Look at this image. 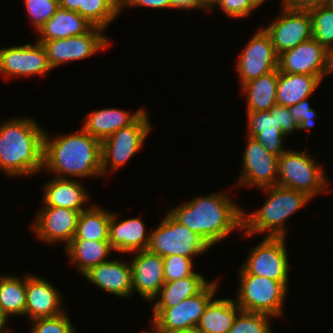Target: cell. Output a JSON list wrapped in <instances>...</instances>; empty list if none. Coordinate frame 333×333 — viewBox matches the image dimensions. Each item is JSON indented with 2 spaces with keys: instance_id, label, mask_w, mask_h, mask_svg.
<instances>
[{
  "instance_id": "obj_7",
  "label": "cell",
  "mask_w": 333,
  "mask_h": 333,
  "mask_svg": "<svg viewBox=\"0 0 333 333\" xmlns=\"http://www.w3.org/2000/svg\"><path fill=\"white\" fill-rule=\"evenodd\" d=\"M147 110L133 123L101 142L102 177L124 167L142 149L152 131Z\"/></svg>"
},
{
  "instance_id": "obj_22",
  "label": "cell",
  "mask_w": 333,
  "mask_h": 333,
  "mask_svg": "<svg viewBox=\"0 0 333 333\" xmlns=\"http://www.w3.org/2000/svg\"><path fill=\"white\" fill-rule=\"evenodd\" d=\"M81 180L53 177L43 185L42 205L84 211L90 205V193ZM89 193V194H88Z\"/></svg>"
},
{
  "instance_id": "obj_37",
  "label": "cell",
  "mask_w": 333,
  "mask_h": 333,
  "mask_svg": "<svg viewBox=\"0 0 333 333\" xmlns=\"http://www.w3.org/2000/svg\"><path fill=\"white\" fill-rule=\"evenodd\" d=\"M69 317L66 310L58 316L31 320L29 333H77Z\"/></svg>"
},
{
  "instance_id": "obj_28",
  "label": "cell",
  "mask_w": 333,
  "mask_h": 333,
  "mask_svg": "<svg viewBox=\"0 0 333 333\" xmlns=\"http://www.w3.org/2000/svg\"><path fill=\"white\" fill-rule=\"evenodd\" d=\"M241 311L233 298L216 299L215 296L206 307L196 328L200 333H229Z\"/></svg>"
},
{
  "instance_id": "obj_21",
  "label": "cell",
  "mask_w": 333,
  "mask_h": 333,
  "mask_svg": "<svg viewBox=\"0 0 333 333\" xmlns=\"http://www.w3.org/2000/svg\"><path fill=\"white\" fill-rule=\"evenodd\" d=\"M118 217V213H111L108 231V241L114 251L130 254L147 250L150 231L142 218L137 216L120 220Z\"/></svg>"
},
{
  "instance_id": "obj_41",
  "label": "cell",
  "mask_w": 333,
  "mask_h": 333,
  "mask_svg": "<svg viewBox=\"0 0 333 333\" xmlns=\"http://www.w3.org/2000/svg\"><path fill=\"white\" fill-rule=\"evenodd\" d=\"M276 120L278 125L281 126L284 135H292L293 132L298 131V125L291 115L289 107L276 104Z\"/></svg>"
},
{
  "instance_id": "obj_19",
  "label": "cell",
  "mask_w": 333,
  "mask_h": 333,
  "mask_svg": "<svg viewBox=\"0 0 333 333\" xmlns=\"http://www.w3.org/2000/svg\"><path fill=\"white\" fill-rule=\"evenodd\" d=\"M62 299L61 292L51 281L27 272L25 316L29 319L28 322L65 312Z\"/></svg>"
},
{
  "instance_id": "obj_23",
  "label": "cell",
  "mask_w": 333,
  "mask_h": 333,
  "mask_svg": "<svg viewBox=\"0 0 333 333\" xmlns=\"http://www.w3.org/2000/svg\"><path fill=\"white\" fill-rule=\"evenodd\" d=\"M246 116L247 136L255 138L269 153L277 157L290 150L283 145V140L288 136L283 134V130L276 120V105L269 111H246Z\"/></svg>"
},
{
  "instance_id": "obj_16",
  "label": "cell",
  "mask_w": 333,
  "mask_h": 333,
  "mask_svg": "<svg viewBox=\"0 0 333 333\" xmlns=\"http://www.w3.org/2000/svg\"><path fill=\"white\" fill-rule=\"evenodd\" d=\"M266 26L277 55L312 38L311 17L308 11H296L281 7V12Z\"/></svg>"
},
{
  "instance_id": "obj_26",
  "label": "cell",
  "mask_w": 333,
  "mask_h": 333,
  "mask_svg": "<svg viewBox=\"0 0 333 333\" xmlns=\"http://www.w3.org/2000/svg\"><path fill=\"white\" fill-rule=\"evenodd\" d=\"M94 25L79 13L58 8L56 13L38 30V43L65 39L89 32Z\"/></svg>"
},
{
  "instance_id": "obj_49",
  "label": "cell",
  "mask_w": 333,
  "mask_h": 333,
  "mask_svg": "<svg viewBox=\"0 0 333 333\" xmlns=\"http://www.w3.org/2000/svg\"><path fill=\"white\" fill-rule=\"evenodd\" d=\"M253 1L258 7H260V6H263L262 4H264L265 1H267V0H253Z\"/></svg>"
},
{
  "instance_id": "obj_47",
  "label": "cell",
  "mask_w": 333,
  "mask_h": 333,
  "mask_svg": "<svg viewBox=\"0 0 333 333\" xmlns=\"http://www.w3.org/2000/svg\"><path fill=\"white\" fill-rule=\"evenodd\" d=\"M144 333H200L197 328L187 330L169 331V330H142Z\"/></svg>"
},
{
  "instance_id": "obj_32",
  "label": "cell",
  "mask_w": 333,
  "mask_h": 333,
  "mask_svg": "<svg viewBox=\"0 0 333 333\" xmlns=\"http://www.w3.org/2000/svg\"><path fill=\"white\" fill-rule=\"evenodd\" d=\"M111 213L95 203L81 211L73 239L108 240Z\"/></svg>"
},
{
  "instance_id": "obj_36",
  "label": "cell",
  "mask_w": 333,
  "mask_h": 333,
  "mask_svg": "<svg viewBox=\"0 0 333 333\" xmlns=\"http://www.w3.org/2000/svg\"><path fill=\"white\" fill-rule=\"evenodd\" d=\"M31 26L38 30L56 13L58 0H22Z\"/></svg>"
},
{
  "instance_id": "obj_29",
  "label": "cell",
  "mask_w": 333,
  "mask_h": 333,
  "mask_svg": "<svg viewBox=\"0 0 333 333\" xmlns=\"http://www.w3.org/2000/svg\"><path fill=\"white\" fill-rule=\"evenodd\" d=\"M278 69L243 84L240 92L246 100V111H269L276 105Z\"/></svg>"
},
{
  "instance_id": "obj_24",
  "label": "cell",
  "mask_w": 333,
  "mask_h": 333,
  "mask_svg": "<svg viewBox=\"0 0 333 333\" xmlns=\"http://www.w3.org/2000/svg\"><path fill=\"white\" fill-rule=\"evenodd\" d=\"M145 111L146 109L142 107L132 113L130 110L119 109L118 107L92 110L83 119L82 128L92 137L102 142L119 129L133 124Z\"/></svg>"
},
{
  "instance_id": "obj_34",
  "label": "cell",
  "mask_w": 333,
  "mask_h": 333,
  "mask_svg": "<svg viewBox=\"0 0 333 333\" xmlns=\"http://www.w3.org/2000/svg\"><path fill=\"white\" fill-rule=\"evenodd\" d=\"M312 37L328 51L333 48V9L326 5L308 11Z\"/></svg>"
},
{
  "instance_id": "obj_45",
  "label": "cell",
  "mask_w": 333,
  "mask_h": 333,
  "mask_svg": "<svg viewBox=\"0 0 333 333\" xmlns=\"http://www.w3.org/2000/svg\"><path fill=\"white\" fill-rule=\"evenodd\" d=\"M59 7L74 11L82 16V0H58Z\"/></svg>"
},
{
  "instance_id": "obj_35",
  "label": "cell",
  "mask_w": 333,
  "mask_h": 333,
  "mask_svg": "<svg viewBox=\"0 0 333 333\" xmlns=\"http://www.w3.org/2000/svg\"><path fill=\"white\" fill-rule=\"evenodd\" d=\"M271 318L266 314L241 311L229 333H273Z\"/></svg>"
},
{
  "instance_id": "obj_27",
  "label": "cell",
  "mask_w": 333,
  "mask_h": 333,
  "mask_svg": "<svg viewBox=\"0 0 333 333\" xmlns=\"http://www.w3.org/2000/svg\"><path fill=\"white\" fill-rule=\"evenodd\" d=\"M64 252L70 264L83 276L92 267L110 260L109 256L115 251L108 240L72 239Z\"/></svg>"
},
{
  "instance_id": "obj_40",
  "label": "cell",
  "mask_w": 333,
  "mask_h": 333,
  "mask_svg": "<svg viewBox=\"0 0 333 333\" xmlns=\"http://www.w3.org/2000/svg\"><path fill=\"white\" fill-rule=\"evenodd\" d=\"M214 7H219L227 17L234 20L248 18L259 8L253 0H219Z\"/></svg>"
},
{
  "instance_id": "obj_5",
  "label": "cell",
  "mask_w": 333,
  "mask_h": 333,
  "mask_svg": "<svg viewBox=\"0 0 333 333\" xmlns=\"http://www.w3.org/2000/svg\"><path fill=\"white\" fill-rule=\"evenodd\" d=\"M306 151L307 148L303 151L290 149L279 156L277 185L304 192L312 199L324 193L328 195L333 191L328 175L322 164Z\"/></svg>"
},
{
  "instance_id": "obj_50",
  "label": "cell",
  "mask_w": 333,
  "mask_h": 333,
  "mask_svg": "<svg viewBox=\"0 0 333 333\" xmlns=\"http://www.w3.org/2000/svg\"><path fill=\"white\" fill-rule=\"evenodd\" d=\"M325 5L331 9H333V0H327Z\"/></svg>"
},
{
  "instance_id": "obj_10",
  "label": "cell",
  "mask_w": 333,
  "mask_h": 333,
  "mask_svg": "<svg viewBox=\"0 0 333 333\" xmlns=\"http://www.w3.org/2000/svg\"><path fill=\"white\" fill-rule=\"evenodd\" d=\"M285 237H264L249 249L238 274H251L280 282H290L289 255Z\"/></svg>"
},
{
  "instance_id": "obj_11",
  "label": "cell",
  "mask_w": 333,
  "mask_h": 333,
  "mask_svg": "<svg viewBox=\"0 0 333 333\" xmlns=\"http://www.w3.org/2000/svg\"><path fill=\"white\" fill-rule=\"evenodd\" d=\"M105 32L104 28L94 26L86 34L54 39L40 44L45 49L50 67L55 69L62 64L85 60L102 50H108L112 43Z\"/></svg>"
},
{
  "instance_id": "obj_14",
  "label": "cell",
  "mask_w": 333,
  "mask_h": 333,
  "mask_svg": "<svg viewBox=\"0 0 333 333\" xmlns=\"http://www.w3.org/2000/svg\"><path fill=\"white\" fill-rule=\"evenodd\" d=\"M53 70L42 44L37 41L0 48V74L5 79L12 77H46Z\"/></svg>"
},
{
  "instance_id": "obj_15",
  "label": "cell",
  "mask_w": 333,
  "mask_h": 333,
  "mask_svg": "<svg viewBox=\"0 0 333 333\" xmlns=\"http://www.w3.org/2000/svg\"><path fill=\"white\" fill-rule=\"evenodd\" d=\"M80 213L64 207L41 206L30 228L38 241L66 247L74 238Z\"/></svg>"
},
{
  "instance_id": "obj_1",
  "label": "cell",
  "mask_w": 333,
  "mask_h": 333,
  "mask_svg": "<svg viewBox=\"0 0 333 333\" xmlns=\"http://www.w3.org/2000/svg\"><path fill=\"white\" fill-rule=\"evenodd\" d=\"M227 194L229 193L225 191H216L209 195L195 196L167 211L214 247L234 230H243V208Z\"/></svg>"
},
{
  "instance_id": "obj_33",
  "label": "cell",
  "mask_w": 333,
  "mask_h": 333,
  "mask_svg": "<svg viewBox=\"0 0 333 333\" xmlns=\"http://www.w3.org/2000/svg\"><path fill=\"white\" fill-rule=\"evenodd\" d=\"M120 14L121 0H82V16L94 26L106 30Z\"/></svg>"
},
{
  "instance_id": "obj_9",
  "label": "cell",
  "mask_w": 333,
  "mask_h": 333,
  "mask_svg": "<svg viewBox=\"0 0 333 333\" xmlns=\"http://www.w3.org/2000/svg\"><path fill=\"white\" fill-rule=\"evenodd\" d=\"M219 278L212 280L200 293L186 298L177 306L152 307L150 329L148 330H187L196 328L209 302L219 290Z\"/></svg>"
},
{
  "instance_id": "obj_13",
  "label": "cell",
  "mask_w": 333,
  "mask_h": 333,
  "mask_svg": "<svg viewBox=\"0 0 333 333\" xmlns=\"http://www.w3.org/2000/svg\"><path fill=\"white\" fill-rule=\"evenodd\" d=\"M255 32L235 63L240 87L250 80L278 69V55L270 36L261 26Z\"/></svg>"
},
{
  "instance_id": "obj_43",
  "label": "cell",
  "mask_w": 333,
  "mask_h": 333,
  "mask_svg": "<svg viewBox=\"0 0 333 333\" xmlns=\"http://www.w3.org/2000/svg\"><path fill=\"white\" fill-rule=\"evenodd\" d=\"M326 2L327 0H280L281 7L296 11H310L324 6Z\"/></svg>"
},
{
  "instance_id": "obj_3",
  "label": "cell",
  "mask_w": 333,
  "mask_h": 333,
  "mask_svg": "<svg viewBox=\"0 0 333 333\" xmlns=\"http://www.w3.org/2000/svg\"><path fill=\"white\" fill-rule=\"evenodd\" d=\"M32 116L0 121V171L9 177L36 176L43 170L45 129Z\"/></svg>"
},
{
  "instance_id": "obj_2",
  "label": "cell",
  "mask_w": 333,
  "mask_h": 333,
  "mask_svg": "<svg viewBox=\"0 0 333 333\" xmlns=\"http://www.w3.org/2000/svg\"><path fill=\"white\" fill-rule=\"evenodd\" d=\"M67 179L101 178V142L82 127L78 132L43 137V170Z\"/></svg>"
},
{
  "instance_id": "obj_18",
  "label": "cell",
  "mask_w": 333,
  "mask_h": 333,
  "mask_svg": "<svg viewBox=\"0 0 333 333\" xmlns=\"http://www.w3.org/2000/svg\"><path fill=\"white\" fill-rule=\"evenodd\" d=\"M132 294L136 292L147 303L159 294L165 283L163 257L148 250L130 253Z\"/></svg>"
},
{
  "instance_id": "obj_4",
  "label": "cell",
  "mask_w": 333,
  "mask_h": 333,
  "mask_svg": "<svg viewBox=\"0 0 333 333\" xmlns=\"http://www.w3.org/2000/svg\"><path fill=\"white\" fill-rule=\"evenodd\" d=\"M259 190L265 194L266 201L250 213L243 208L242 236L252 238L255 234L265 233L264 237L287 238V220L313 199L304 192L278 185Z\"/></svg>"
},
{
  "instance_id": "obj_39",
  "label": "cell",
  "mask_w": 333,
  "mask_h": 333,
  "mask_svg": "<svg viewBox=\"0 0 333 333\" xmlns=\"http://www.w3.org/2000/svg\"><path fill=\"white\" fill-rule=\"evenodd\" d=\"M309 99H303L298 104L289 107L291 115L298 125V130H305L308 133L311 128L313 129L319 117V112L310 106Z\"/></svg>"
},
{
  "instance_id": "obj_38",
  "label": "cell",
  "mask_w": 333,
  "mask_h": 333,
  "mask_svg": "<svg viewBox=\"0 0 333 333\" xmlns=\"http://www.w3.org/2000/svg\"><path fill=\"white\" fill-rule=\"evenodd\" d=\"M194 261L181 255L163 257L165 282L179 280L191 275H202L195 270Z\"/></svg>"
},
{
  "instance_id": "obj_30",
  "label": "cell",
  "mask_w": 333,
  "mask_h": 333,
  "mask_svg": "<svg viewBox=\"0 0 333 333\" xmlns=\"http://www.w3.org/2000/svg\"><path fill=\"white\" fill-rule=\"evenodd\" d=\"M210 282L203 275H191L165 282L159 294L152 300V307L177 306L186 298L200 293Z\"/></svg>"
},
{
  "instance_id": "obj_42",
  "label": "cell",
  "mask_w": 333,
  "mask_h": 333,
  "mask_svg": "<svg viewBox=\"0 0 333 333\" xmlns=\"http://www.w3.org/2000/svg\"><path fill=\"white\" fill-rule=\"evenodd\" d=\"M147 7L150 9H173L172 0H121V13L124 9Z\"/></svg>"
},
{
  "instance_id": "obj_25",
  "label": "cell",
  "mask_w": 333,
  "mask_h": 333,
  "mask_svg": "<svg viewBox=\"0 0 333 333\" xmlns=\"http://www.w3.org/2000/svg\"><path fill=\"white\" fill-rule=\"evenodd\" d=\"M325 77L278 71L276 103L290 107L298 104L303 99L313 97Z\"/></svg>"
},
{
  "instance_id": "obj_48",
  "label": "cell",
  "mask_w": 333,
  "mask_h": 333,
  "mask_svg": "<svg viewBox=\"0 0 333 333\" xmlns=\"http://www.w3.org/2000/svg\"><path fill=\"white\" fill-rule=\"evenodd\" d=\"M218 2L219 0H201V11L210 13Z\"/></svg>"
},
{
  "instance_id": "obj_6",
  "label": "cell",
  "mask_w": 333,
  "mask_h": 333,
  "mask_svg": "<svg viewBox=\"0 0 333 333\" xmlns=\"http://www.w3.org/2000/svg\"><path fill=\"white\" fill-rule=\"evenodd\" d=\"M239 285L234 301L245 312L261 313L273 318H284V303L289 282H280L251 274H238Z\"/></svg>"
},
{
  "instance_id": "obj_12",
  "label": "cell",
  "mask_w": 333,
  "mask_h": 333,
  "mask_svg": "<svg viewBox=\"0 0 333 333\" xmlns=\"http://www.w3.org/2000/svg\"><path fill=\"white\" fill-rule=\"evenodd\" d=\"M246 141L243 158H241L242 168L233 187L236 186L237 189L239 186H245L262 189L277 185L279 157L269 153L253 137L246 135Z\"/></svg>"
},
{
  "instance_id": "obj_46",
  "label": "cell",
  "mask_w": 333,
  "mask_h": 333,
  "mask_svg": "<svg viewBox=\"0 0 333 333\" xmlns=\"http://www.w3.org/2000/svg\"><path fill=\"white\" fill-rule=\"evenodd\" d=\"M9 317L4 312L3 308L0 305V333H13V330H10L12 328L8 327L9 325Z\"/></svg>"
},
{
  "instance_id": "obj_17",
  "label": "cell",
  "mask_w": 333,
  "mask_h": 333,
  "mask_svg": "<svg viewBox=\"0 0 333 333\" xmlns=\"http://www.w3.org/2000/svg\"><path fill=\"white\" fill-rule=\"evenodd\" d=\"M278 71L325 76L329 71V51L313 37L278 55Z\"/></svg>"
},
{
  "instance_id": "obj_8",
  "label": "cell",
  "mask_w": 333,
  "mask_h": 333,
  "mask_svg": "<svg viewBox=\"0 0 333 333\" xmlns=\"http://www.w3.org/2000/svg\"><path fill=\"white\" fill-rule=\"evenodd\" d=\"M162 218L150 232L149 252L162 257L181 255L195 260L211 249L203 238L178 222L167 210Z\"/></svg>"
},
{
  "instance_id": "obj_20",
  "label": "cell",
  "mask_w": 333,
  "mask_h": 333,
  "mask_svg": "<svg viewBox=\"0 0 333 333\" xmlns=\"http://www.w3.org/2000/svg\"><path fill=\"white\" fill-rule=\"evenodd\" d=\"M112 259L92 267L83 277L101 291L122 299L131 298L133 295L130 262Z\"/></svg>"
},
{
  "instance_id": "obj_31",
  "label": "cell",
  "mask_w": 333,
  "mask_h": 333,
  "mask_svg": "<svg viewBox=\"0 0 333 333\" xmlns=\"http://www.w3.org/2000/svg\"><path fill=\"white\" fill-rule=\"evenodd\" d=\"M0 274V305L9 318L25 316L26 274Z\"/></svg>"
},
{
  "instance_id": "obj_44",
  "label": "cell",
  "mask_w": 333,
  "mask_h": 333,
  "mask_svg": "<svg viewBox=\"0 0 333 333\" xmlns=\"http://www.w3.org/2000/svg\"><path fill=\"white\" fill-rule=\"evenodd\" d=\"M173 10H201V0H172Z\"/></svg>"
}]
</instances>
